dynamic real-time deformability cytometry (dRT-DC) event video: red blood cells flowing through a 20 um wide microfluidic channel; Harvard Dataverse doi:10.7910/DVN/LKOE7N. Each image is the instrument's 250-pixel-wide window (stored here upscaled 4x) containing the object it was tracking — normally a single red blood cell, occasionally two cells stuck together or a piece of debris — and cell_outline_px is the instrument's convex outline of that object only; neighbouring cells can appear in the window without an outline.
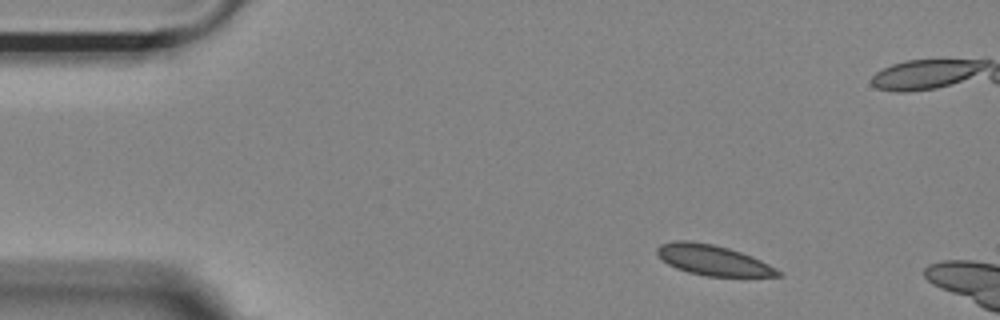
{"species": "Egyptian fruit bat (a non-hibernating species)", "species_latin": "Rousettus aegyptiacus", "temperature_condition": "room temperature", "stored_images_in_passage": 10, "camera_frame_rate_fps": 3000, "um_per_image_px": 0.085, "animal": {"sex": "female"}, "frame": {"image": 1, "passage_image": 1, "time_ms": 0.0, "image_size_px": [1000, 320], "cell_outline_px": [[784, 276], [704, 276], [688, 272], [676, 268], [668, 264], [656, 252], [656, 248], [660, 244], [672, 240], [688, 240], [712, 244], [728, 248], [752, 256], [776, 268]], "centroid_in_image_um": [60.57, 22.1], "position_along_channel_um": 24.4, "area_um2": 21.27}}